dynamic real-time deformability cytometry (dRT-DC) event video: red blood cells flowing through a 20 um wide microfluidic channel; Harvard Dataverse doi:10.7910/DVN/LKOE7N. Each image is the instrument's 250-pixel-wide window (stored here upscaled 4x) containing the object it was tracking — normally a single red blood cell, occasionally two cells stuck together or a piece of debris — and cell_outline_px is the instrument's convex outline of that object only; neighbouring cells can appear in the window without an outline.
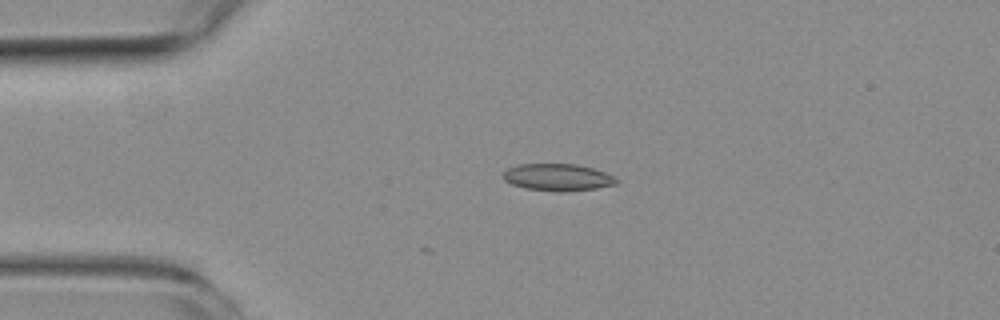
{"species": "common noctule bat (a hibernating species)", "species_latin": "Nyctalus noctula", "temperature_condition": "room temperature", "stored_images_in_passage": 5, "camera_frame_rate_fps": 3000, "um_per_image_px": 0.085, "animal": {"sex": "female", "body_mass_g": 19.3, "forearm_length_mm": 54.1}, "frame": {"image": 1, "passage_image": 3, "time_ms": 3.0, "image_size_px": [1000, 320], "cell_outline_px": [[620, 184], [596, 188], [528, 188], [512, 184], [504, 180], [504, 172], [508, 168], [516, 164], [576, 164], [592, 168], [604, 172], [620, 180]], "centroid_in_image_um": [47.43, 15.0], "position_along_channel_um": 37.6, "area_um2": 16.76}}
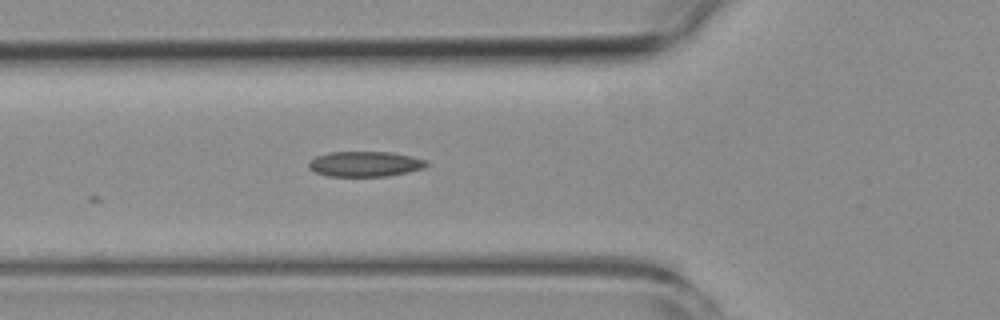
{"frame": {"image": 2, "passage_image": 5, "time_ms": 5.333, "image_size_px": [1000, 320], "cell_outline_px": [[428, 164], [424, 168], [408, 172], [388, 176], [328, 176], [316, 172], [308, 168], [308, 164], [316, 156], [328, 152], [392, 152], [412, 156], [424, 160]], "centroid_in_image_um": [31.02, 13.93], "position_along_channel_um": 94.8, "area_um2": 17.28}}